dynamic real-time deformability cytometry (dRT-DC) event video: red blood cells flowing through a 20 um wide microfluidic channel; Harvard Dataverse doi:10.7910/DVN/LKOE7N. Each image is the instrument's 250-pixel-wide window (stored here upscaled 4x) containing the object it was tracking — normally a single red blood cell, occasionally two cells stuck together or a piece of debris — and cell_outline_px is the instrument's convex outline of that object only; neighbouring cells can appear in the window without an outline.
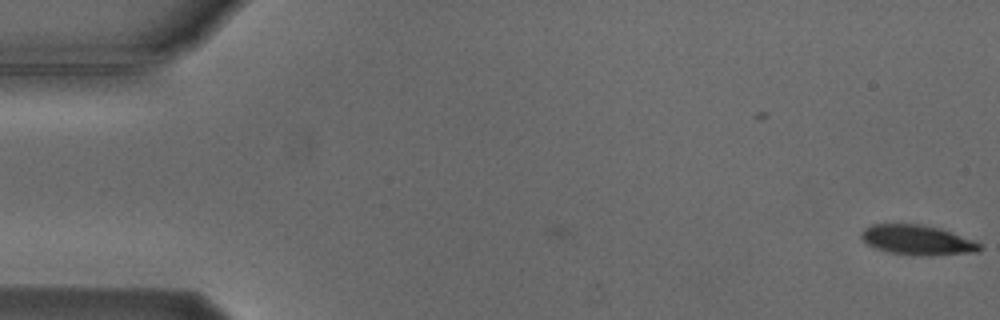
{"species": "Egyptian fruit bat (a non-hibernating species)", "species_latin": "Rousettus aegyptiacus", "temperature_condition": "cold", "stored_images_in_passage": 2, "camera_frame_rate_fps": 3000, "um_per_image_px": 0.085, "animal": {"sex": "male"}, "frame": {"image": 1, "passage_image": 2, "time_ms": 1.0, "image_size_px": [1000, 320], "cell_outline_px": [[980, 252], [932, 256], [912, 256], [888, 252], [876, 248], [868, 244], [860, 236], [860, 232], [864, 228], [872, 224], [920, 224], [940, 228], [976, 240], [980, 244]], "centroid_in_image_um": [78.01, 20.41], "position_along_channel_um": 7.0, "area_um2": 20.98}}